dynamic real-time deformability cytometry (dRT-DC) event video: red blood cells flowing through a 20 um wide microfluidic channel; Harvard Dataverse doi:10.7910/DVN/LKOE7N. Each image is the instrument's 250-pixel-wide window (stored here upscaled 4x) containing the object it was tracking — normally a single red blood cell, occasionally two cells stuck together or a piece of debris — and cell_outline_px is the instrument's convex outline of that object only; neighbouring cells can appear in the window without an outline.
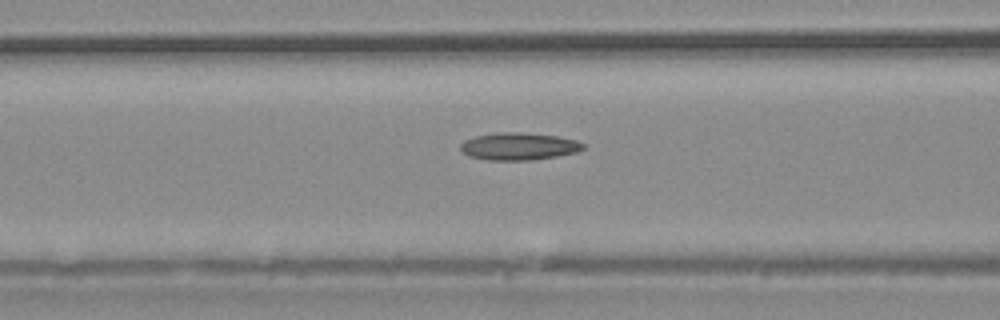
{"species": "common noctule bat (a hibernating species)", "species_latin": "Nyctalus noctula", "temperature_condition": "warm", "stored_images_in_passage": 28, "camera_frame_rate_fps": 3000, "um_per_image_px": 0.085, "animal": {"sex": "male", "body_mass_g": 20.4}, "frame": {"image": 1, "passage_image": 5, "time_ms": 1.333, "image_size_px": [1000, 320], "cell_outline_px": [[588, 148], [576, 152], [556, 156], [532, 160], [484, 160], [468, 156], [460, 148], [460, 144], [464, 140], [476, 136], [496, 132], [520, 132], [556, 136], [576, 140], [584, 144]], "centroid_in_image_um": [44.09, 12.44], "position_along_channel_um": 122.5, "area_um2": 19.65}}
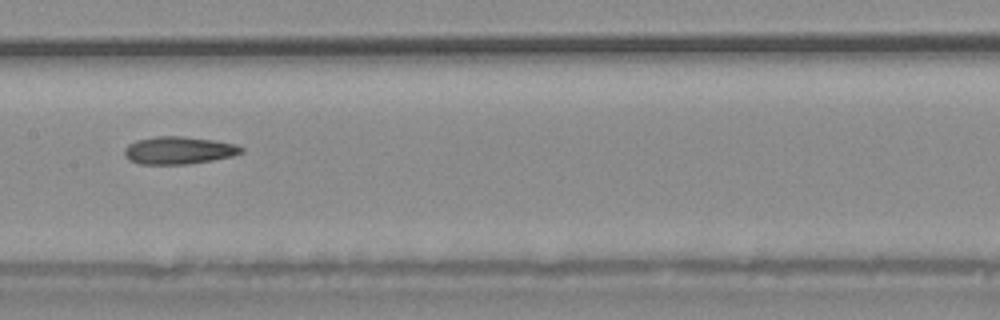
{"frame": {"image": 2, "passage_image": 9, "time_ms": 2.667, "image_size_px": [1000, 320], "cell_outline_px": [[244, 152], [232, 156], [212, 160], [188, 164], [140, 164], [128, 160], [124, 156], [124, 148], [128, 144], [136, 140], [156, 136], [180, 136], [212, 140], [236, 144], [244, 148]], "centroid_in_image_um": [15.16, 12.78], "position_along_channel_um": 192.2, "area_um2": 18.84}}
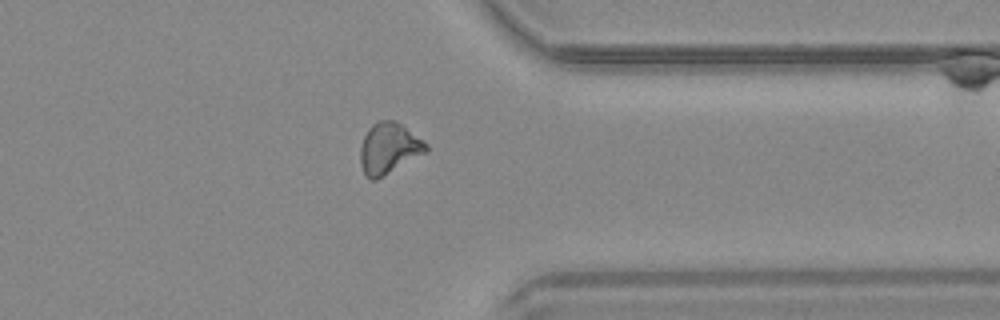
{"frame": {"image": 3, "passage_image": 20, "time_ms": 6.333, "image_size_px": [1000, 320], "cell_outline_px": [[428, 152], [376, 180], [368, 180], [360, 164], [360, 148], [364, 136], [368, 128], [372, 124], [380, 120], [396, 120], [424, 140], [428, 144]], "centroid_in_image_um": [33.07, 12.61], "position_along_channel_um": 378.3, "area_um2": 19.83}}